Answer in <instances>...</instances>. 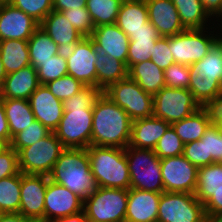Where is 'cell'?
<instances>
[{"label": "cell", "mask_w": 222, "mask_h": 222, "mask_svg": "<svg viewBox=\"0 0 222 222\" xmlns=\"http://www.w3.org/2000/svg\"><path fill=\"white\" fill-rule=\"evenodd\" d=\"M103 91L85 86L63 101V116L54 134L65 148L87 149L91 145L93 107Z\"/></svg>", "instance_id": "cell-1"}, {"label": "cell", "mask_w": 222, "mask_h": 222, "mask_svg": "<svg viewBox=\"0 0 222 222\" xmlns=\"http://www.w3.org/2000/svg\"><path fill=\"white\" fill-rule=\"evenodd\" d=\"M129 115L104 93L93 107L91 145L127 148L131 137Z\"/></svg>", "instance_id": "cell-2"}, {"label": "cell", "mask_w": 222, "mask_h": 222, "mask_svg": "<svg viewBox=\"0 0 222 222\" xmlns=\"http://www.w3.org/2000/svg\"><path fill=\"white\" fill-rule=\"evenodd\" d=\"M48 177L49 180L65 186L83 201L97 189L87 149L65 148Z\"/></svg>", "instance_id": "cell-3"}, {"label": "cell", "mask_w": 222, "mask_h": 222, "mask_svg": "<svg viewBox=\"0 0 222 222\" xmlns=\"http://www.w3.org/2000/svg\"><path fill=\"white\" fill-rule=\"evenodd\" d=\"M188 67L189 91L201 107H209L222 96V42L218 40L203 59Z\"/></svg>", "instance_id": "cell-4"}, {"label": "cell", "mask_w": 222, "mask_h": 222, "mask_svg": "<svg viewBox=\"0 0 222 222\" xmlns=\"http://www.w3.org/2000/svg\"><path fill=\"white\" fill-rule=\"evenodd\" d=\"M87 152L97 187L130 189V174L124 148L90 145Z\"/></svg>", "instance_id": "cell-5"}, {"label": "cell", "mask_w": 222, "mask_h": 222, "mask_svg": "<svg viewBox=\"0 0 222 222\" xmlns=\"http://www.w3.org/2000/svg\"><path fill=\"white\" fill-rule=\"evenodd\" d=\"M130 174V188L149 192H164L161 159L152 149L125 148Z\"/></svg>", "instance_id": "cell-6"}, {"label": "cell", "mask_w": 222, "mask_h": 222, "mask_svg": "<svg viewBox=\"0 0 222 222\" xmlns=\"http://www.w3.org/2000/svg\"><path fill=\"white\" fill-rule=\"evenodd\" d=\"M127 189L97 187L83 201L85 217L90 222H125Z\"/></svg>", "instance_id": "cell-7"}, {"label": "cell", "mask_w": 222, "mask_h": 222, "mask_svg": "<svg viewBox=\"0 0 222 222\" xmlns=\"http://www.w3.org/2000/svg\"><path fill=\"white\" fill-rule=\"evenodd\" d=\"M65 147L54 132L35 144L20 149L19 171L23 174L49 175Z\"/></svg>", "instance_id": "cell-8"}, {"label": "cell", "mask_w": 222, "mask_h": 222, "mask_svg": "<svg viewBox=\"0 0 222 222\" xmlns=\"http://www.w3.org/2000/svg\"><path fill=\"white\" fill-rule=\"evenodd\" d=\"M204 29H186L169 36V48L175 63L190 66L203 59L213 45L220 39L213 31L208 35Z\"/></svg>", "instance_id": "cell-9"}, {"label": "cell", "mask_w": 222, "mask_h": 222, "mask_svg": "<svg viewBox=\"0 0 222 222\" xmlns=\"http://www.w3.org/2000/svg\"><path fill=\"white\" fill-rule=\"evenodd\" d=\"M103 93L122 108L132 121L153 116V96L129 76L110 85Z\"/></svg>", "instance_id": "cell-10"}, {"label": "cell", "mask_w": 222, "mask_h": 222, "mask_svg": "<svg viewBox=\"0 0 222 222\" xmlns=\"http://www.w3.org/2000/svg\"><path fill=\"white\" fill-rule=\"evenodd\" d=\"M157 222H209L195 194L162 192Z\"/></svg>", "instance_id": "cell-11"}, {"label": "cell", "mask_w": 222, "mask_h": 222, "mask_svg": "<svg viewBox=\"0 0 222 222\" xmlns=\"http://www.w3.org/2000/svg\"><path fill=\"white\" fill-rule=\"evenodd\" d=\"M153 104V116L169 124L189 117L201 107L189 89L167 86L153 96Z\"/></svg>", "instance_id": "cell-12"}, {"label": "cell", "mask_w": 222, "mask_h": 222, "mask_svg": "<svg viewBox=\"0 0 222 222\" xmlns=\"http://www.w3.org/2000/svg\"><path fill=\"white\" fill-rule=\"evenodd\" d=\"M160 167L164 192L195 194L198 168L183 154L161 159Z\"/></svg>", "instance_id": "cell-13"}, {"label": "cell", "mask_w": 222, "mask_h": 222, "mask_svg": "<svg viewBox=\"0 0 222 222\" xmlns=\"http://www.w3.org/2000/svg\"><path fill=\"white\" fill-rule=\"evenodd\" d=\"M67 59V74L84 86L96 87L97 49L91 37H82L69 50L64 51Z\"/></svg>", "instance_id": "cell-14"}, {"label": "cell", "mask_w": 222, "mask_h": 222, "mask_svg": "<svg viewBox=\"0 0 222 222\" xmlns=\"http://www.w3.org/2000/svg\"><path fill=\"white\" fill-rule=\"evenodd\" d=\"M47 175L21 173L20 214L36 222H45Z\"/></svg>", "instance_id": "cell-15"}, {"label": "cell", "mask_w": 222, "mask_h": 222, "mask_svg": "<svg viewBox=\"0 0 222 222\" xmlns=\"http://www.w3.org/2000/svg\"><path fill=\"white\" fill-rule=\"evenodd\" d=\"M45 222L83 211V200L65 186L48 181L45 192Z\"/></svg>", "instance_id": "cell-16"}, {"label": "cell", "mask_w": 222, "mask_h": 222, "mask_svg": "<svg viewBox=\"0 0 222 222\" xmlns=\"http://www.w3.org/2000/svg\"><path fill=\"white\" fill-rule=\"evenodd\" d=\"M40 24L10 4L0 5V41L24 40L32 36Z\"/></svg>", "instance_id": "cell-17"}, {"label": "cell", "mask_w": 222, "mask_h": 222, "mask_svg": "<svg viewBox=\"0 0 222 222\" xmlns=\"http://www.w3.org/2000/svg\"><path fill=\"white\" fill-rule=\"evenodd\" d=\"M29 103L35 120L54 132L63 116V101L57 99L46 85L40 84L30 95Z\"/></svg>", "instance_id": "cell-18"}, {"label": "cell", "mask_w": 222, "mask_h": 222, "mask_svg": "<svg viewBox=\"0 0 222 222\" xmlns=\"http://www.w3.org/2000/svg\"><path fill=\"white\" fill-rule=\"evenodd\" d=\"M96 49L107 54L110 58H116L127 66L129 37L116 25H100L94 28L91 35Z\"/></svg>", "instance_id": "cell-19"}, {"label": "cell", "mask_w": 222, "mask_h": 222, "mask_svg": "<svg viewBox=\"0 0 222 222\" xmlns=\"http://www.w3.org/2000/svg\"><path fill=\"white\" fill-rule=\"evenodd\" d=\"M148 20L162 37L176 35L186 30L171 0H145Z\"/></svg>", "instance_id": "cell-20"}, {"label": "cell", "mask_w": 222, "mask_h": 222, "mask_svg": "<svg viewBox=\"0 0 222 222\" xmlns=\"http://www.w3.org/2000/svg\"><path fill=\"white\" fill-rule=\"evenodd\" d=\"M161 194L130 188L125 222H157Z\"/></svg>", "instance_id": "cell-21"}, {"label": "cell", "mask_w": 222, "mask_h": 222, "mask_svg": "<svg viewBox=\"0 0 222 222\" xmlns=\"http://www.w3.org/2000/svg\"><path fill=\"white\" fill-rule=\"evenodd\" d=\"M171 124L154 116L132 121L131 137L128 146L154 150L159 139Z\"/></svg>", "instance_id": "cell-22"}, {"label": "cell", "mask_w": 222, "mask_h": 222, "mask_svg": "<svg viewBox=\"0 0 222 222\" xmlns=\"http://www.w3.org/2000/svg\"><path fill=\"white\" fill-rule=\"evenodd\" d=\"M39 85L37 70L29 65L6 76L0 98L29 100Z\"/></svg>", "instance_id": "cell-23"}, {"label": "cell", "mask_w": 222, "mask_h": 222, "mask_svg": "<svg viewBox=\"0 0 222 222\" xmlns=\"http://www.w3.org/2000/svg\"><path fill=\"white\" fill-rule=\"evenodd\" d=\"M40 27L62 51L69 50L83 37L61 12L54 10L43 19Z\"/></svg>", "instance_id": "cell-24"}, {"label": "cell", "mask_w": 222, "mask_h": 222, "mask_svg": "<svg viewBox=\"0 0 222 222\" xmlns=\"http://www.w3.org/2000/svg\"><path fill=\"white\" fill-rule=\"evenodd\" d=\"M160 35L157 29L149 22L145 23V27L133 32L129 37L127 68L128 70L135 64L150 60L152 50Z\"/></svg>", "instance_id": "cell-25"}, {"label": "cell", "mask_w": 222, "mask_h": 222, "mask_svg": "<svg viewBox=\"0 0 222 222\" xmlns=\"http://www.w3.org/2000/svg\"><path fill=\"white\" fill-rule=\"evenodd\" d=\"M213 123L212 113L209 107H200L189 117L171 124L176 134L184 144L198 141Z\"/></svg>", "instance_id": "cell-26"}, {"label": "cell", "mask_w": 222, "mask_h": 222, "mask_svg": "<svg viewBox=\"0 0 222 222\" xmlns=\"http://www.w3.org/2000/svg\"><path fill=\"white\" fill-rule=\"evenodd\" d=\"M128 76L146 93L154 96L165 85L164 70L151 60L137 63L128 70Z\"/></svg>", "instance_id": "cell-27"}, {"label": "cell", "mask_w": 222, "mask_h": 222, "mask_svg": "<svg viewBox=\"0 0 222 222\" xmlns=\"http://www.w3.org/2000/svg\"><path fill=\"white\" fill-rule=\"evenodd\" d=\"M148 21V9L145 0H130L122 2L116 25L128 36L145 27Z\"/></svg>", "instance_id": "cell-28"}, {"label": "cell", "mask_w": 222, "mask_h": 222, "mask_svg": "<svg viewBox=\"0 0 222 222\" xmlns=\"http://www.w3.org/2000/svg\"><path fill=\"white\" fill-rule=\"evenodd\" d=\"M96 87L102 91L119 80L128 77L126 64L116 58H110L107 54L97 51Z\"/></svg>", "instance_id": "cell-29"}, {"label": "cell", "mask_w": 222, "mask_h": 222, "mask_svg": "<svg viewBox=\"0 0 222 222\" xmlns=\"http://www.w3.org/2000/svg\"><path fill=\"white\" fill-rule=\"evenodd\" d=\"M10 129V142L14 135L25 130L35 121L29 100L2 99Z\"/></svg>", "instance_id": "cell-30"}, {"label": "cell", "mask_w": 222, "mask_h": 222, "mask_svg": "<svg viewBox=\"0 0 222 222\" xmlns=\"http://www.w3.org/2000/svg\"><path fill=\"white\" fill-rule=\"evenodd\" d=\"M0 56L7 75L31 65L28 41H0Z\"/></svg>", "instance_id": "cell-31"}, {"label": "cell", "mask_w": 222, "mask_h": 222, "mask_svg": "<svg viewBox=\"0 0 222 222\" xmlns=\"http://www.w3.org/2000/svg\"><path fill=\"white\" fill-rule=\"evenodd\" d=\"M30 64L36 70L41 62L52 59L53 56L62 52L59 46L39 26L28 39Z\"/></svg>", "instance_id": "cell-32"}, {"label": "cell", "mask_w": 222, "mask_h": 222, "mask_svg": "<svg viewBox=\"0 0 222 222\" xmlns=\"http://www.w3.org/2000/svg\"><path fill=\"white\" fill-rule=\"evenodd\" d=\"M218 189H222V162L198 168L195 197L204 204Z\"/></svg>", "instance_id": "cell-33"}, {"label": "cell", "mask_w": 222, "mask_h": 222, "mask_svg": "<svg viewBox=\"0 0 222 222\" xmlns=\"http://www.w3.org/2000/svg\"><path fill=\"white\" fill-rule=\"evenodd\" d=\"M185 29H204L211 21L200 0H171Z\"/></svg>", "instance_id": "cell-34"}, {"label": "cell", "mask_w": 222, "mask_h": 222, "mask_svg": "<svg viewBox=\"0 0 222 222\" xmlns=\"http://www.w3.org/2000/svg\"><path fill=\"white\" fill-rule=\"evenodd\" d=\"M21 172L0 180L1 214H20Z\"/></svg>", "instance_id": "cell-35"}, {"label": "cell", "mask_w": 222, "mask_h": 222, "mask_svg": "<svg viewBox=\"0 0 222 222\" xmlns=\"http://www.w3.org/2000/svg\"><path fill=\"white\" fill-rule=\"evenodd\" d=\"M121 4V0H87L86 9L94 27L115 24Z\"/></svg>", "instance_id": "cell-36"}, {"label": "cell", "mask_w": 222, "mask_h": 222, "mask_svg": "<svg viewBox=\"0 0 222 222\" xmlns=\"http://www.w3.org/2000/svg\"><path fill=\"white\" fill-rule=\"evenodd\" d=\"M67 59L64 51L52 57L37 69L38 81L40 84H47L64 75H67Z\"/></svg>", "instance_id": "cell-37"}, {"label": "cell", "mask_w": 222, "mask_h": 222, "mask_svg": "<svg viewBox=\"0 0 222 222\" xmlns=\"http://www.w3.org/2000/svg\"><path fill=\"white\" fill-rule=\"evenodd\" d=\"M51 131L38 120H35L25 130L20 131L11 139L10 146L18 152L22 148H26L48 136Z\"/></svg>", "instance_id": "cell-38"}, {"label": "cell", "mask_w": 222, "mask_h": 222, "mask_svg": "<svg viewBox=\"0 0 222 222\" xmlns=\"http://www.w3.org/2000/svg\"><path fill=\"white\" fill-rule=\"evenodd\" d=\"M184 151V143L176 134L172 126H170L164 135L159 139L154 152L160 158L173 157L182 155Z\"/></svg>", "instance_id": "cell-39"}, {"label": "cell", "mask_w": 222, "mask_h": 222, "mask_svg": "<svg viewBox=\"0 0 222 222\" xmlns=\"http://www.w3.org/2000/svg\"><path fill=\"white\" fill-rule=\"evenodd\" d=\"M45 85L61 101L74 96L85 87L79 80L68 74Z\"/></svg>", "instance_id": "cell-40"}, {"label": "cell", "mask_w": 222, "mask_h": 222, "mask_svg": "<svg viewBox=\"0 0 222 222\" xmlns=\"http://www.w3.org/2000/svg\"><path fill=\"white\" fill-rule=\"evenodd\" d=\"M9 4L31 16L39 24L53 10V0H11Z\"/></svg>", "instance_id": "cell-41"}, {"label": "cell", "mask_w": 222, "mask_h": 222, "mask_svg": "<svg viewBox=\"0 0 222 222\" xmlns=\"http://www.w3.org/2000/svg\"><path fill=\"white\" fill-rule=\"evenodd\" d=\"M201 140H205L206 158H212V163L222 162V128L212 123Z\"/></svg>", "instance_id": "cell-42"}, {"label": "cell", "mask_w": 222, "mask_h": 222, "mask_svg": "<svg viewBox=\"0 0 222 222\" xmlns=\"http://www.w3.org/2000/svg\"><path fill=\"white\" fill-rule=\"evenodd\" d=\"M61 13L69 20L79 34L83 37H91L95 27L86 8L69 9Z\"/></svg>", "instance_id": "cell-43"}, {"label": "cell", "mask_w": 222, "mask_h": 222, "mask_svg": "<svg viewBox=\"0 0 222 222\" xmlns=\"http://www.w3.org/2000/svg\"><path fill=\"white\" fill-rule=\"evenodd\" d=\"M165 85L171 88L188 89L190 81L189 67L173 63L164 70Z\"/></svg>", "instance_id": "cell-44"}, {"label": "cell", "mask_w": 222, "mask_h": 222, "mask_svg": "<svg viewBox=\"0 0 222 222\" xmlns=\"http://www.w3.org/2000/svg\"><path fill=\"white\" fill-rule=\"evenodd\" d=\"M183 155L197 168L212 164V158H206L205 140L184 144Z\"/></svg>", "instance_id": "cell-45"}, {"label": "cell", "mask_w": 222, "mask_h": 222, "mask_svg": "<svg viewBox=\"0 0 222 222\" xmlns=\"http://www.w3.org/2000/svg\"><path fill=\"white\" fill-rule=\"evenodd\" d=\"M150 60L154 62L162 70H166L170 65L175 63L169 48V36H160L152 50Z\"/></svg>", "instance_id": "cell-46"}, {"label": "cell", "mask_w": 222, "mask_h": 222, "mask_svg": "<svg viewBox=\"0 0 222 222\" xmlns=\"http://www.w3.org/2000/svg\"><path fill=\"white\" fill-rule=\"evenodd\" d=\"M18 154L7 145L0 151V180L19 173Z\"/></svg>", "instance_id": "cell-47"}, {"label": "cell", "mask_w": 222, "mask_h": 222, "mask_svg": "<svg viewBox=\"0 0 222 222\" xmlns=\"http://www.w3.org/2000/svg\"><path fill=\"white\" fill-rule=\"evenodd\" d=\"M206 217L211 222L219 213H222V189H218L203 204Z\"/></svg>", "instance_id": "cell-48"}, {"label": "cell", "mask_w": 222, "mask_h": 222, "mask_svg": "<svg viewBox=\"0 0 222 222\" xmlns=\"http://www.w3.org/2000/svg\"><path fill=\"white\" fill-rule=\"evenodd\" d=\"M87 0H53V10L57 12L69 9L86 8Z\"/></svg>", "instance_id": "cell-49"}, {"label": "cell", "mask_w": 222, "mask_h": 222, "mask_svg": "<svg viewBox=\"0 0 222 222\" xmlns=\"http://www.w3.org/2000/svg\"><path fill=\"white\" fill-rule=\"evenodd\" d=\"M0 139L6 144H10V129L5 114L2 98H0Z\"/></svg>", "instance_id": "cell-50"}, {"label": "cell", "mask_w": 222, "mask_h": 222, "mask_svg": "<svg viewBox=\"0 0 222 222\" xmlns=\"http://www.w3.org/2000/svg\"><path fill=\"white\" fill-rule=\"evenodd\" d=\"M204 10L210 17H216L222 19V0H200ZM218 16V17H217ZM222 23V21H221Z\"/></svg>", "instance_id": "cell-51"}, {"label": "cell", "mask_w": 222, "mask_h": 222, "mask_svg": "<svg viewBox=\"0 0 222 222\" xmlns=\"http://www.w3.org/2000/svg\"><path fill=\"white\" fill-rule=\"evenodd\" d=\"M209 108L212 113L213 123L222 128V96L215 100Z\"/></svg>", "instance_id": "cell-52"}, {"label": "cell", "mask_w": 222, "mask_h": 222, "mask_svg": "<svg viewBox=\"0 0 222 222\" xmlns=\"http://www.w3.org/2000/svg\"><path fill=\"white\" fill-rule=\"evenodd\" d=\"M0 222H36V221L29 218H25L23 215L19 213H12V214H1Z\"/></svg>", "instance_id": "cell-53"}, {"label": "cell", "mask_w": 222, "mask_h": 222, "mask_svg": "<svg viewBox=\"0 0 222 222\" xmlns=\"http://www.w3.org/2000/svg\"><path fill=\"white\" fill-rule=\"evenodd\" d=\"M50 222H90V221L85 217L84 211H82L74 215L56 218Z\"/></svg>", "instance_id": "cell-54"}, {"label": "cell", "mask_w": 222, "mask_h": 222, "mask_svg": "<svg viewBox=\"0 0 222 222\" xmlns=\"http://www.w3.org/2000/svg\"><path fill=\"white\" fill-rule=\"evenodd\" d=\"M7 74L4 70V66H3V63H2V59H1V56H0V91L2 89V86H3V83H4V79L6 78Z\"/></svg>", "instance_id": "cell-55"}, {"label": "cell", "mask_w": 222, "mask_h": 222, "mask_svg": "<svg viewBox=\"0 0 222 222\" xmlns=\"http://www.w3.org/2000/svg\"><path fill=\"white\" fill-rule=\"evenodd\" d=\"M211 222H222V213H219Z\"/></svg>", "instance_id": "cell-56"}, {"label": "cell", "mask_w": 222, "mask_h": 222, "mask_svg": "<svg viewBox=\"0 0 222 222\" xmlns=\"http://www.w3.org/2000/svg\"><path fill=\"white\" fill-rule=\"evenodd\" d=\"M7 145L0 139V151L4 149Z\"/></svg>", "instance_id": "cell-57"}, {"label": "cell", "mask_w": 222, "mask_h": 222, "mask_svg": "<svg viewBox=\"0 0 222 222\" xmlns=\"http://www.w3.org/2000/svg\"><path fill=\"white\" fill-rule=\"evenodd\" d=\"M11 0H0V5L1 4H9Z\"/></svg>", "instance_id": "cell-58"}]
</instances>
